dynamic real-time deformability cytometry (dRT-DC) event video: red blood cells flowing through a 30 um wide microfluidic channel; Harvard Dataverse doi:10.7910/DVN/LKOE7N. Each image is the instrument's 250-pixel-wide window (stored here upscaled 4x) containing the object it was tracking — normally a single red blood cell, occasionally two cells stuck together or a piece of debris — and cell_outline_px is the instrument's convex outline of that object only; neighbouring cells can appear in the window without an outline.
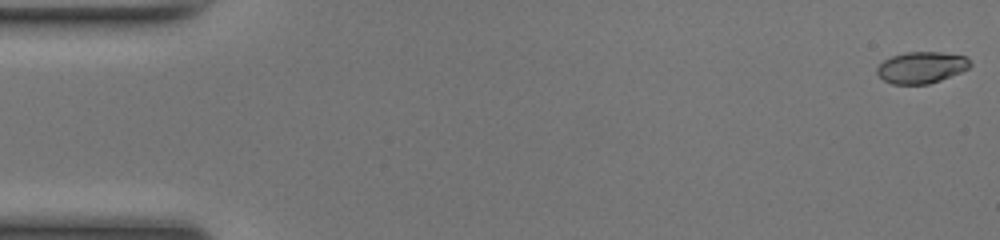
{"species": "common noctule bat (a hibernating species)", "species_latin": "Nyctalus noctula", "temperature_condition": "room temperature", "stored_images_in_passage": 50, "camera_frame_rate_fps": 3000, "um_per_image_px": 0.085, "animal": {"sex": "female", "body_mass_g": 17.0, "forearm_length_mm": 48.0}, "frame": {"image": 1, "passage_image": 1, "time_ms": 0.0, "image_size_px": [1000, 240], "cell_outline_px": [[972, 64], [968, 68], [960, 72], [940, 80], [928, 84], [892, 84], [884, 80], [876, 72], [876, 68], [884, 60], [892, 56], [904, 52], [940, 52], [964, 56]], "centroid_in_image_um": [78.29, 5.73], "position_along_channel_um": 6.7, "area_um2": 16.94}}
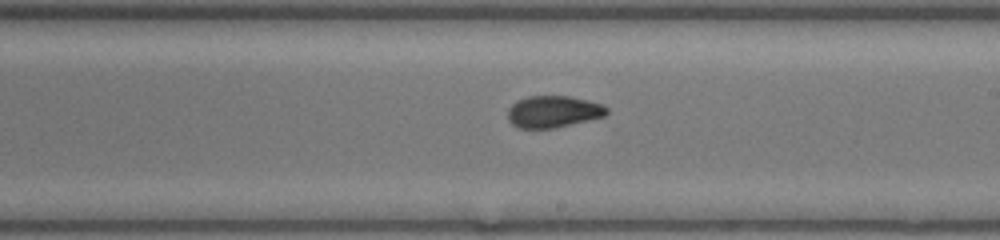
{"frame": {"image": 2, "passage_image": 29, "time_ms": 9.333, "image_size_px": [1000, 240], "cell_outline_px": [[608, 112], [604, 116], [556, 128], [520, 128], [512, 124], [508, 120], [508, 108], [516, 100], [528, 96], [568, 96], [588, 100], [600, 104], [608, 108]], "centroid_in_image_um": [47.0, 9.49], "position_along_channel_um": 242.0, "area_um2": 18.32}}
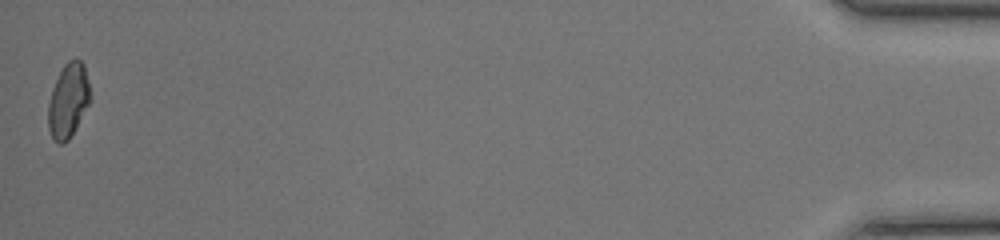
{"frame": {"image": 3, "passage_image": 50, "time_ms": 16.333, "image_size_px": [1000, 240], "cell_outline_px": [[92, 100], [68, 140], [64, 144], [60, 144], [52, 136], [48, 128], [48, 104], [52, 88], [64, 64], [68, 60], [76, 56], [84, 64], [92, 96]], "centroid_in_image_um": [5.83, 8.5], "position_along_channel_um": 429.4, "area_um2": 18.38}, "authors_computed_cell_mechanics": {"area_um2": 18.0625, "velocity_mm_per_s": 4.1662, "shape_relaxation_time_tau1_ms": 7.3018, "shape_relaxation_time_tau2_ms": 1.371, "deformation_change_tau1": 0.1856, "deformation_change_tau2": 0.0505}}